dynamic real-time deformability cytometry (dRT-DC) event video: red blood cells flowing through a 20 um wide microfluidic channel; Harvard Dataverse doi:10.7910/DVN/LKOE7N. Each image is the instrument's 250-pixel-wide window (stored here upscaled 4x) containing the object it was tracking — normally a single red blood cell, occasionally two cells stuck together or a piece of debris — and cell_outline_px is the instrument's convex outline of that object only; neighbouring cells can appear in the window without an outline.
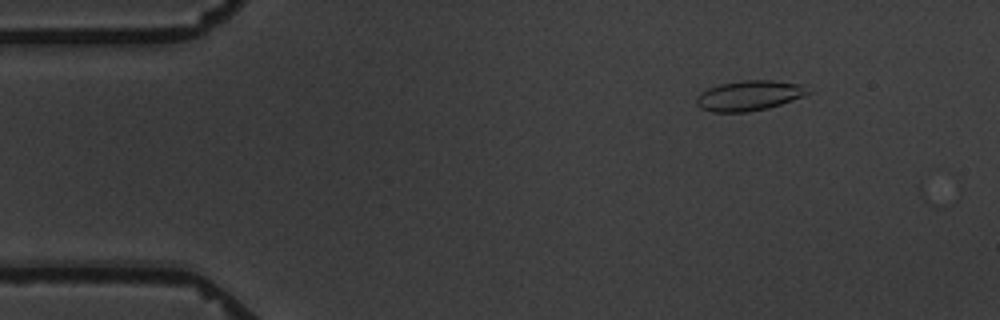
{"species": "common noctule bat (a hibernating species)", "species_latin": "Nyctalus noctula", "temperature_condition": "warm", "stored_images_in_passage": 7, "camera_frame_rate_fps": 3000, "um_per_image_px": 0.085, "animal": {"sex": "male", "body_mass_g": 19.5, "forearm_length_mm": 54.6}, "frame": {"image": 1, "passage_image": 2, "time_ms": 1.0, "image_size_px": [1000, 320], "cell_outline_px": [[812, 92], [804, 96], [768, 108], [748, 112], [712, 112], [700, 108], [696, 104], [696, 96], [700, 92], [708, 88], [720, 84], [740, 80], [772, 80], [808, 84]], "centroid_in_image_um": [63.72, 8.11], "position_along_channel_um": 21.3, "area_um2": 20.0}}
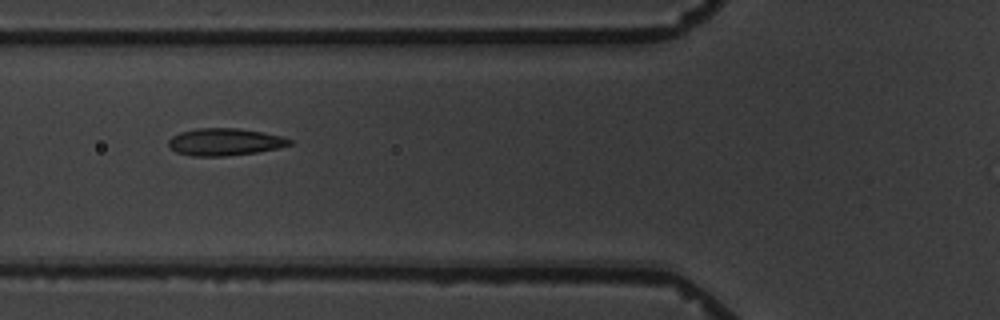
{"frame": {"image": 2, "passage_image": 6, "time_ms": 5.667, "image_size_px": [1000, 320], "cell_outline_px": [[292, 144], [276, 148], [256, 152], [224, 156], [192, 156], [176, 152], [168, 144], [168, 140], [172, 136], [180, 132], [196, 128], [240, 128], [264, 132], [280, 136], [292, 140]], "centroid_in_image_um": [19.08, 12.05], "position_along_channel_um": 106.7, "area_um2": 19.13}}
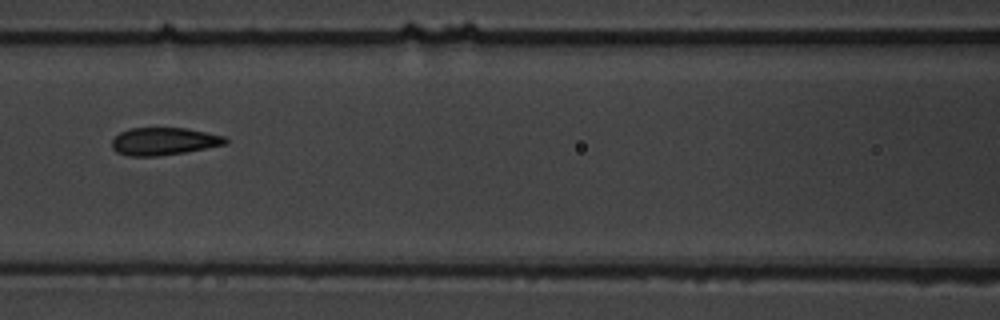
{"frame": {"image": 3, "passage_image": 7, "time_ms": 7.0, "image_size_px": [1000, 320], "cell_outline_px": [[228, 144], [184, 152], [156, 156], [128, 156], [116, 152], [112, 148], [112, 140], [120, 132], [132, 128], [184, 128], [224, 136], [228, 140]], "centroid_in_image_um": [13.91, 12.02], "position_along_channel_um": 152.7, "area_um2": 18.09}}